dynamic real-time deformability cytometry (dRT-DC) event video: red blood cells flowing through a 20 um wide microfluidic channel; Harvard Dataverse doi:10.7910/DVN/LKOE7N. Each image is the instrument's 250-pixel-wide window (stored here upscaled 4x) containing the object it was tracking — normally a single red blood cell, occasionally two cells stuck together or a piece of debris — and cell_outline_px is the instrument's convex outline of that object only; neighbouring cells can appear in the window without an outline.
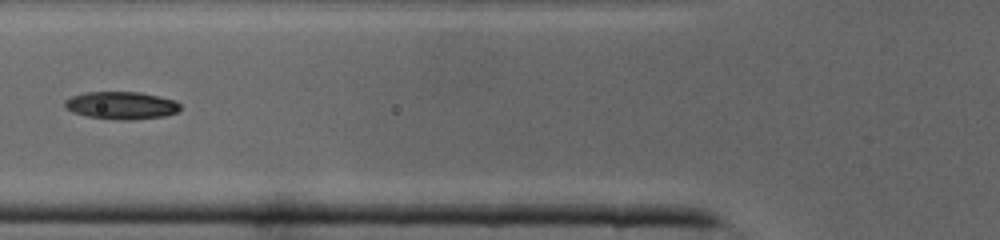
{"species": "common noctule bat (a hibernating species)", "species_latin": "Nyctalus noctula", "temperature_condition": "cold", "stored_images_in_passage": 20, "camera_frame_rate_fps": 3000, "um_per_image_px": 0.085, "animal": {"sex": "male", "body_mass_g": 19.0, "forearm_length_mm": 50.8}, "frame": {"image": 1, "passage_image": 6, "time_ms": 1.667, "image_size_px": [1000, 240], "cell_outline_px": [[180, 108], [176, 112], [164, 116], [128, 120], [124, 120], [88, 116], [72, 112], [64, 104], [64, 100], [72, 96], [84, 92], [140, 92], [176, 100], [180, 104]], "centroid_in_image_um": [10.32, 8.95], "position_along_channel_um": 115.5, "area_um2": 18.38}}